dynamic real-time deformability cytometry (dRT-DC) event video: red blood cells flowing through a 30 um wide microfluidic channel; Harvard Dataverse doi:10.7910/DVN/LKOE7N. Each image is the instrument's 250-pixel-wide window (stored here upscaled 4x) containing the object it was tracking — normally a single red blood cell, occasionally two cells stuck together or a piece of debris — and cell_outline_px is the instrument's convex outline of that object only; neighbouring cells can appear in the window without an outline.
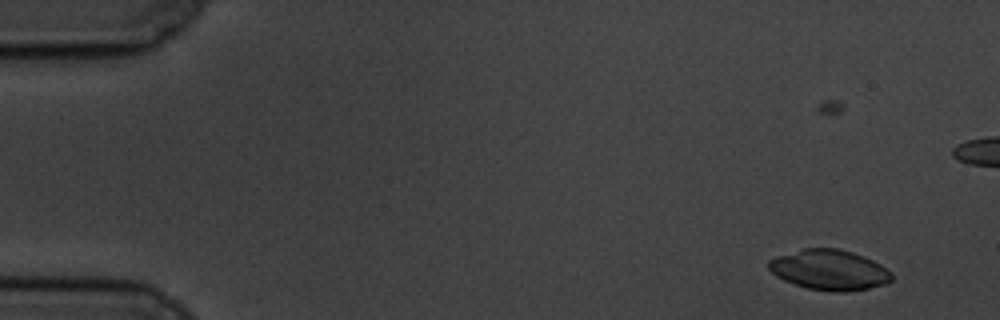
{"species": "common noctule bat (a hibernating species)", "species_latin": "Nyctalus noctula", "temperature_condition": "cold", "stored_images_in_passage": 62, "camera_frame_rate_fps": 3000, "um_per_image_px": 0.085, "animal": {"sex": "male", "body_mass_g": 19.5, "forearm_length_mm": 54.6}, "frame": {"image": 1, "passage_image": 7, "time_ms": 2.0, "image_size_px": [1000, 320], "cell_outline_px": [[892, 280], [884, 284], [868, 288], [844, 292], [832, 292], [808, 288], [784, 280], [776, 276], [768, 268], [768, 260], [776, 256], [804, 248], [840, 248], [864, 256], [880, 264], [892, 272]], "centroid_in_image_um": [70.49, 22.93], "position_along_channel_um": 14.5, "area_um2": 28.9}}